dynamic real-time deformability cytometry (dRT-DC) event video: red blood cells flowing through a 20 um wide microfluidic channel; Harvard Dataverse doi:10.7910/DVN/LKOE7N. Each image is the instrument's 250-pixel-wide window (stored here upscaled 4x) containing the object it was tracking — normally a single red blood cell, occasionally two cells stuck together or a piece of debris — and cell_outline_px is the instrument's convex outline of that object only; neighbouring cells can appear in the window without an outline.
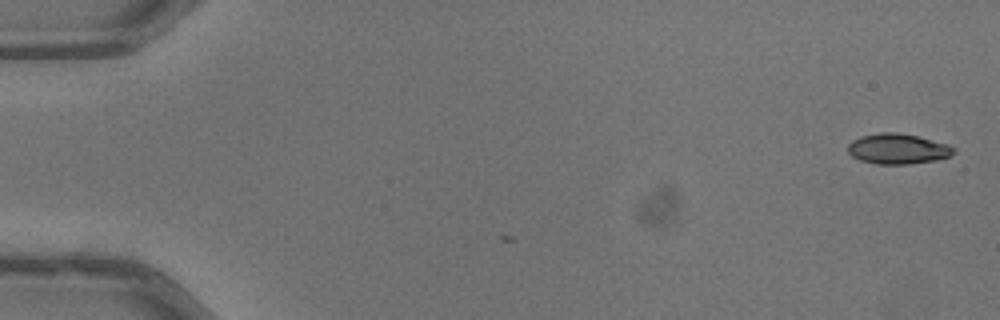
{"species": "common noctule bat (a hibernating species)", "species_latin": "Nyctalus noctula", "temperature_condition": "warm", "stored_images_in_passage": 4, "camera_frame_rate_fps": 3000, "um_per_image_px": 0.085, "animal": {"sex": "male", "body_mass_g": 13.3}, "frame": {"image": 1, "passage_image": 1, "time_ms": 0.0, "image_size_px": [1000, 320], "cell_outline_px": [[956, 152], [948, 156], [936, 160], [908, 164], [876, 164], [860, 160], [852, 156], [848, 152], [848, 144], [852, 140], [860, 136], [880, 132], [900, 132], [948, 144], [956, 148]], "centroid_in_image_um": [76.3, 12.64], "position_along_channel_um": 8.7, "area_um2": 18.79}}